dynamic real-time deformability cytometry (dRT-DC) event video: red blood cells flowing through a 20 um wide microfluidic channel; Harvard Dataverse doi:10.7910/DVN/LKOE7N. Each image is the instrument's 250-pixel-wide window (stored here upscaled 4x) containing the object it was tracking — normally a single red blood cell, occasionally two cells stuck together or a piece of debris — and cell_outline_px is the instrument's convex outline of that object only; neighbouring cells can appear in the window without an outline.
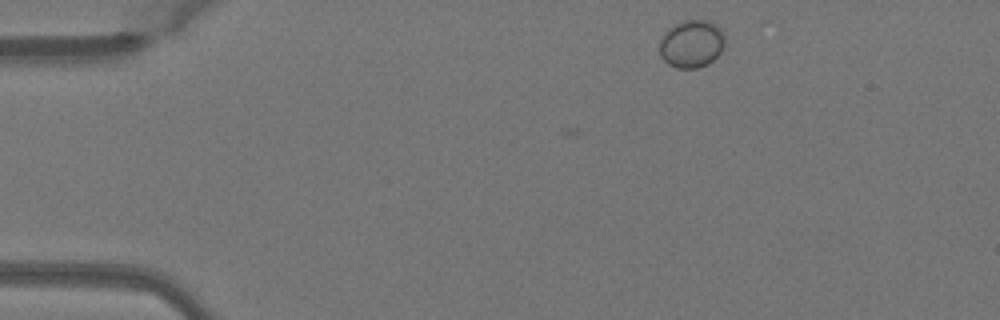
{"species": "Egyptian fruit bat (a non-hibernating species)", "species_latin": "Rousettus aegyptiacus", "temperature_condition": "warm", "stored_images_in_passage": 2, "camera_frame_rate_fps": 3000, "um_per_image_px": 0.085, "animal": {"sex": "female"}, "frame": {"image": 1, "passage_image": 2, "time_ms": 0.333, "image_size_px": [1000, 320], "cell_outline_px": [[724, 44], [720, 52], [708, 64], [696, 68], [676, 68], [668, 64], [660, 56], [660, 40], [664, 32], [668, 28], [684, 20], [712, 20], [720, 28], [724, 36]], "centroid_in_image_um": [58.77, 3.71], "position_along_channel_um": 26.2, "area_um2": 18.21}}